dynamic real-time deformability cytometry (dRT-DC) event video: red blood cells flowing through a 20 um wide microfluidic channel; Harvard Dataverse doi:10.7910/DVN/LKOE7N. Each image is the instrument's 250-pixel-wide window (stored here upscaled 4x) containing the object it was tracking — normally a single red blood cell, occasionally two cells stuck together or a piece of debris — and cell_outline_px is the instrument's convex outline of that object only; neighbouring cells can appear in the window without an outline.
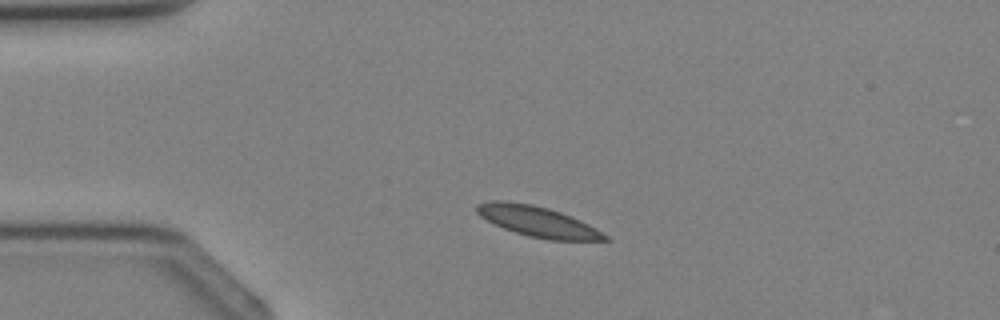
{"species": "Egyptian fruit bat (a non-hibernating species)", "species_latin": "Rousettus aegyptiacus", "temperature_condition": "cold", "stored_images_in_passage": 2, "camera_frame_rate_fps": 3000, "um_per_image_px": 0.085, "animal": {"sex": "female"}, "frame": {"image": 1, "passage_image": 1, "time_ms": 0.0, "image_size_px": [1000, 320], "cell_outline_px": [[612, 240], [548, 240], [528, 236], [504, 228], [480, 216], [476, 212], [476, 204], [492, 200], [504, 200], [532, 204], [548, 208], [560, 212], [580, 220], [588, 224], [608, 236]], "centroid_in_image_um": [45.69, 18.82], "position_along_channel_um": 39.3, "area_um2": 22.54}}
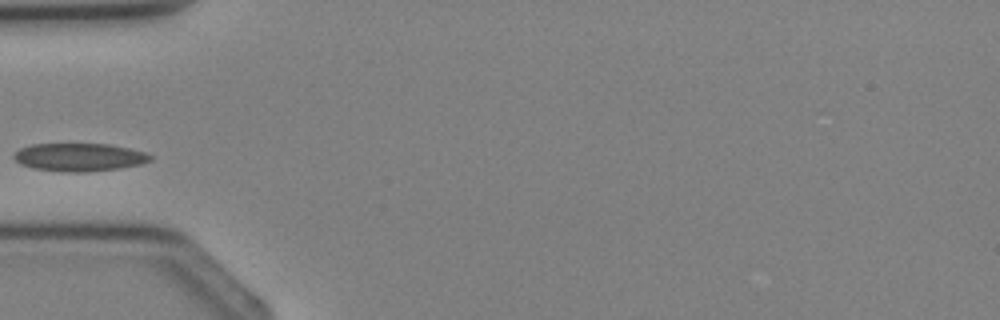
{"frame": {"image": 2, "passage_image": 2, "time_ms": 1.333, "image_size_px": [1000, 320], "cell_outline_px": [[152, 160], [140, 164], [120, 168], [84, 172], [64, 172], [32, 168], [20, 164], [12, 156], [20, 148], [32, 144], [112, 144], [144, 152], [152, 156]], "centroid_in_image_um": [6.73, 13.36], "position_along_channel_um": 78.3, "area_um2": 22.25}}